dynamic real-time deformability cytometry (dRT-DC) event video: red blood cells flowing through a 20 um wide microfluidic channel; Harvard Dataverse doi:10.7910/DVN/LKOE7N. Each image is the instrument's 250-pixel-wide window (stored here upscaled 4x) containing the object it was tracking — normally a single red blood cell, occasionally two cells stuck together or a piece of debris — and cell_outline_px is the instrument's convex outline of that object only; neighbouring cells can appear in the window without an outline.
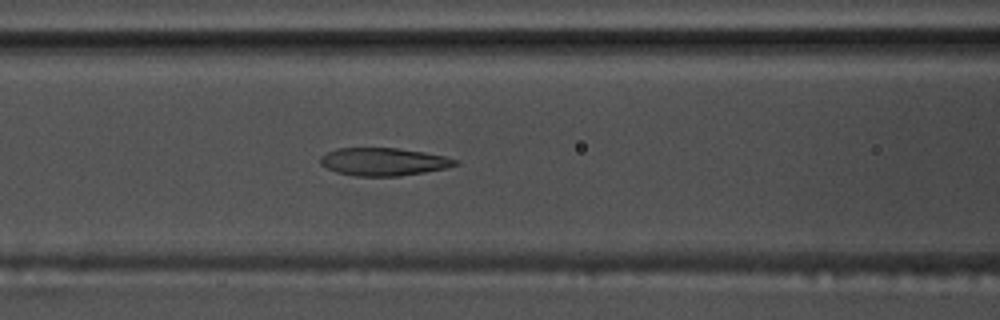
{"species": "common noctule bat (a hibernating species)", "species_latin": "Nyctalus noctula", "temperature_condition": "warm", "stored_images_in_passage": 56, "segment_of_instrument_passage": [1, 2], "camera_frame_rate_fps": 3000, "um_per_image_px": 0.085, "animal": {"sex": "male", "body_mass_g": 17.5, "forearm_length_mm": 52.3}, "frame": {"image": 1, "passage_image": 23, "time_ms": 7.333, "image_size_px": [1000, 320], "cell_outline_px": [[460, 164], [444, 168], [424, 172], [400, 176], [356, 176], [336, 172], [320, 164], [320, 156], [336, 148], [396, 148], [424, 152], [444, 156], [460, 160]], "centroid_in_image_um": [32.61, 13.74], "position_along_channel_um": 134.0, "area_um2": 21.85}}
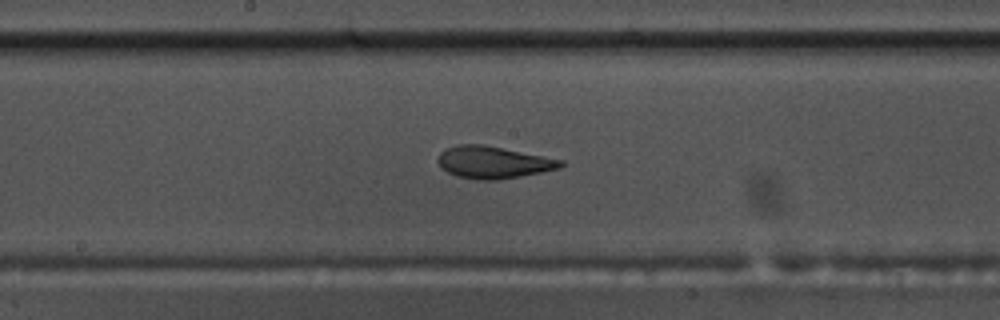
{"frame": {"image": 2, "passage_image": 29, "time_ms": 9.333, "image_size_px": [1000, 320], "cell_outline_px": [[564, 164], [560, 168], [520, 176], [496, 180], [476, 180], [456, 176], [440, 168], [436, 160], [440, 152], [444, 148], [456, 144], [484, 144], [564, 160]], "centroid_in_image_um": [41.87, 13.79], "position_along_channel_um": 206.3, "area_um2": 23.24}}
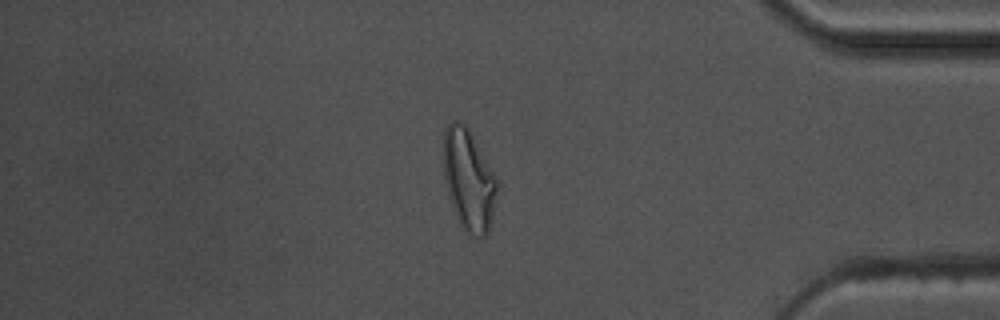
{"frame": {"image": 3, "passage_image": 47, "time_ms": 15.333, "image_size_px": [1000, 320], "cell_outline_px": [[500, 180], [492, 216], [488, 232], [480, 240], [468, 236], [464, 232], [452, 204], [448, 192], [444, 172], [444, 132], [448, 124], [452, 120], [456, 120], [464, 124], [468, 128]], "centroid_in_image_um": [39.89, 15.32], "position_along_channel_um": 395.3, "area_um2": 31.85}}